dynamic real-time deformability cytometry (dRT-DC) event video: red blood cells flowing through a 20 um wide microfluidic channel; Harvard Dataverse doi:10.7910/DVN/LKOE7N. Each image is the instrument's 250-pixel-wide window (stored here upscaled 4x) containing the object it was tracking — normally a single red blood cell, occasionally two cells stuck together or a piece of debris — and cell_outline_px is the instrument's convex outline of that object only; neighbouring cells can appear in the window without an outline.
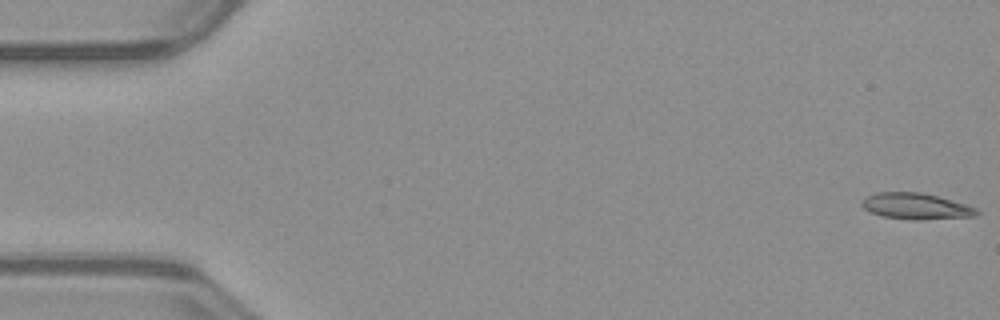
{"species": "common noctule bat (a hibernating species)", "species_latin": "Nyctalus noctula", "temperature_condition": "warm", "stored_images_in_passage": 52, "camera_frame_rate_fps": 3000, "um_per_image_px": 0.085, "animal": {"sex": "male", "body_mass_g": 23.1, "forearm_length_mm": 52.7}, "frame": {"image": 1, "passage_image": 1, "time_ms": 0.0, "image_size_px": [1000, 320], "cell_outline_px": [[980, 212], [976, 216], [920, 220], [912, 220], [884, 216], [872, 212], [864, 208], [860, 204], [860, 200], [876, 192], [920, 192], [936, 196], [964, 204], [976, 208]], "centroid_in_image_um": [77.84, 17.53], "position_along_channel_um": 7.2, "area_um2": 17.34}}
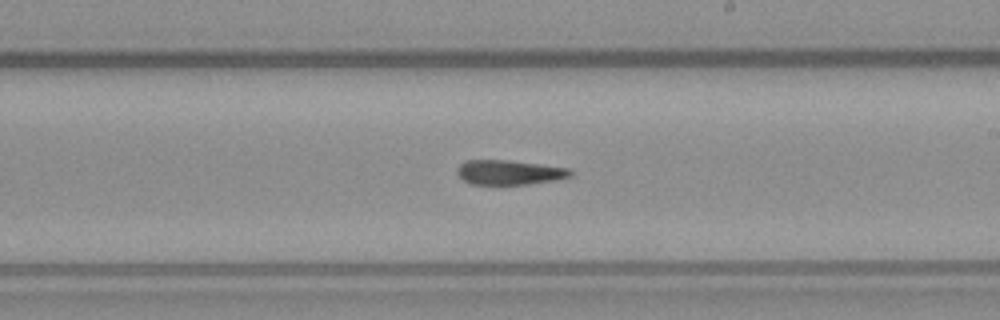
{"frame": {"image": 2, "passage_image": 30, "time_ms": 9.667, "image_size_px": [1000, 320], "cell_outline_px": [[572, 176], [556, 180], [528, 184], [472, 184], [464, 180], [456, 172], [456, 168], [464, 160], [508, 160], [540, 164], [568, 168], [572, 172]], "centroid_in_image_um": [43.28, 14.64], "position_along_channel_um": 245.7, "area_um2": 16.24}}
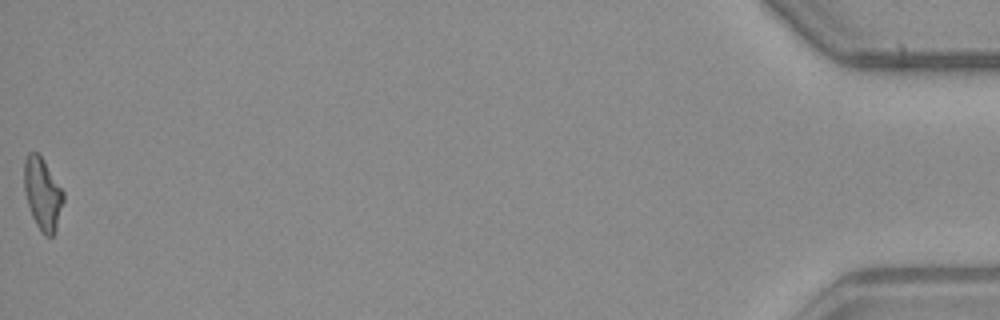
{"frame": {"image": 3, "passage_image": 52, "time_ms": 17.0, "image_size_px": [1000, 320], "cell_outline_px": [[64, 200], [56, 232], [52, 236], [44, 236], [40, 232], [32, 216], [24, 192], [24, 160], [28, 152], [36, 152], [44, 160], [64, 192]], "centroid_in_image_um": [3.62, 16.5], "position_along_channel_um": 431.6, "area_um2": 16.65}}